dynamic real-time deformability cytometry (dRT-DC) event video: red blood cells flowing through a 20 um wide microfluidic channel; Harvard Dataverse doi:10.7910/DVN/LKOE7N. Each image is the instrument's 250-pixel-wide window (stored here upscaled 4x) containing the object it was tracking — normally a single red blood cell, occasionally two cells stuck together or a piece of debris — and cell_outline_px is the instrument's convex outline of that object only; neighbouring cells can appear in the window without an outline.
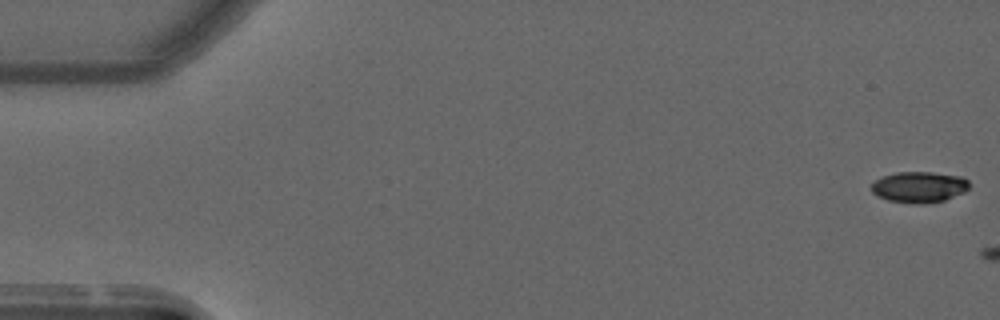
{"species": "common noctule bat (a hibernating species)", "species_latin": "Nyctalus noctula", "temperature_condition": "warm", "stored_images_in_passage": 2, "camera_frame_rate_fps": 3000, "um_per_image_px": 0.085, "animal": {"sex": "male", "forearm_length_mm": 52.5}, "frame": {"image": 1, "passage_image": 1, "time_ms": 0.0, "image_size_px": [1000, 320], "cell_outline_px": [[968, 188], [964, 192], [944, 200], [924, 204], [912, 204], [888, 200], [872, 192], [872, 184], [876, 180], [884, 176], [896, 172], [932, 172], [960, 176], [968, 180]], "centroid_in_image_um": [78.14, 15.9], "position_along_channel_um": 6.9, "area_um2": 17.51}}